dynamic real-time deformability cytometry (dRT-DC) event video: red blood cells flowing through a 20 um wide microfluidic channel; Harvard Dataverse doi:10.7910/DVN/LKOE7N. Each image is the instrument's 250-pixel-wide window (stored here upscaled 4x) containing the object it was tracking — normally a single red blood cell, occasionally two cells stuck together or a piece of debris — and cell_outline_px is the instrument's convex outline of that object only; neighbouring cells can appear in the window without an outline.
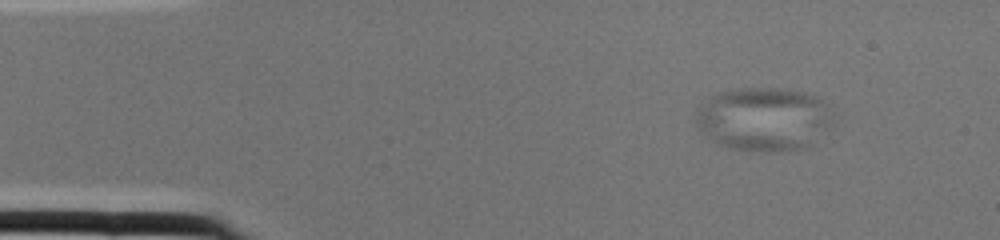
{"species": "common noctule bat (a hibernating species)", "species_latin": "Nyctalus noctula", "temperature_condition": "cold", "stored_images_in_passage": 1, "camera_frame_rate_fps": 3000, "um_per_image_px": 0.085, "animal": {"sex": "female", "body_mass_g": 22.0, "forearm_length_mm": 56.7}, "frame": {"image": 1, "passage_image": 1, "time_ms": 0.0, "image_size_px": [1000, 240], "cell_outline_px": [[832, 128], [808, 148], [788, 152], [764, 152], [728, 148], [716, 144], [704, 136], [692, 120], [696, 112], [712, 96], [732, 88], [780, 88], [804, 92], [816, 96], [828, 104], [832, 116]], "centroid_in_image_um": [64.95, 10.16], "position_along_channel_um": 20.1, "area_um2": 52.08}}